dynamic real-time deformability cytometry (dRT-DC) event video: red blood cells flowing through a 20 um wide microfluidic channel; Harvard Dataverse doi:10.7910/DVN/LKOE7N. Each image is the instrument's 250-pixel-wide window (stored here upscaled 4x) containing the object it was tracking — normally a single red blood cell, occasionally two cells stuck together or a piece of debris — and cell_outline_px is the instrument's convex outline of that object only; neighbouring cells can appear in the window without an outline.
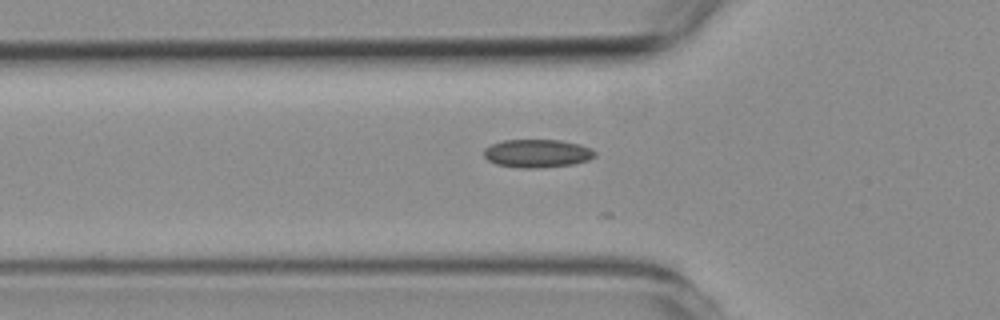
{"species": "common noctule bat (a hibernating species)", "species_latin": "Nyctalus noctula", "temperature_condition": "room temperature", "stored_images_in_passage": 9, "camera_frame_rate_fps": 3000, "um_per_image_px": 0.085, "animal": {"sex": "female", "body_mass_g": 19.3, "forearm_length_mm": 54.1}, "frame": {"image": 1, "passage_image": 5, "time_ms": 1.333, "image_size_px": [1000, 320], "cell_outline_px": [[596, 156], [588, 160], [572, 164], [540, 168], [520, 168], [496, 164], [488, 160], [484, 156], [484, 148], [492, 144], [504, 140], [560, 140], [580, 144], [592, 148], [596, 152]], "centroid_in_image_um": [45.68, 13.04], "position_along_channel_um": 80.1, "area_um2": 18.32}}
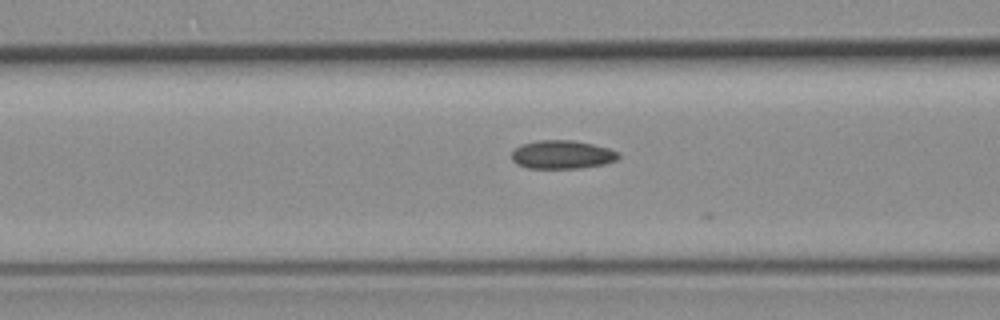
{"frame": {"image": 2, "passage_image": 8, "time_ms": 2.333, "image_size_px": [1000, 320], "cell_outline_px": [[620, 156], [616, 160], [604, 164], [580, 168], [528, 168], [516, 164], [512, 160], [512, 152], [520, 144], [540, 140], [572, 140], [592, 144], [608, 148], [620, 152]], "centroid_in_image_um": [47.78, 13.14], "position_along_channel_um": 118.8, "area_um2": 17.74}}